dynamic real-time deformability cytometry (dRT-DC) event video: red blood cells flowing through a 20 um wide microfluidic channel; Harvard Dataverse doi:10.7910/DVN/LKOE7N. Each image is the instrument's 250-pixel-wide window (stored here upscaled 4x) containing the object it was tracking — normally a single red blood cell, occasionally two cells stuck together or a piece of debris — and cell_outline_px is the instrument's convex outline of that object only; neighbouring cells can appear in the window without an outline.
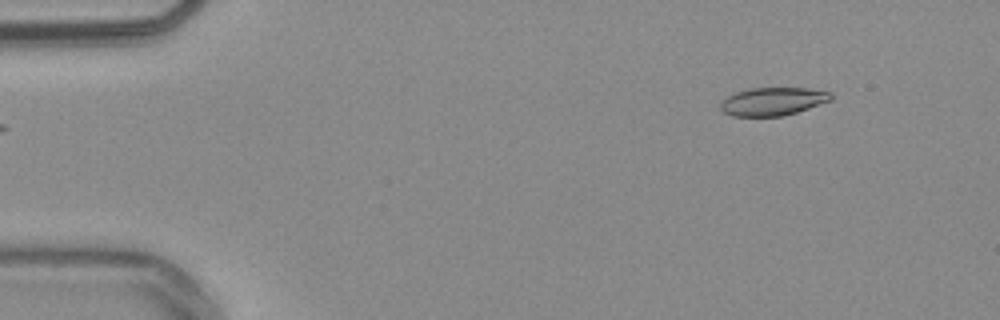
{"species": "common noctule bat (a hibernating species)", "species_latin": "Nyctalus noctula", "temperature_condition": "warm", "stored_images_in_passage": 48, "camera_frame_rate_fps": 3000, "um_per_image_px": 0.085, "animal": {"sex": "male", "body_mass_g": 20.4}, "frame": {"image": 1, "passage_image": 1, "time_ms": 0.0, "image_size_px": [1000, 320], "cell_outline_px": [[832, 100], [784, 116], [732, 116], [724, 112], [720, 108], [720, 104], [728, 96], [736, 92], [748, 88], [808, 88], [832, 92]], "centroid_in_image_um": [65.7, 8.62], "position_along_channel_um": 19.3, "area_um2": 18.03}}
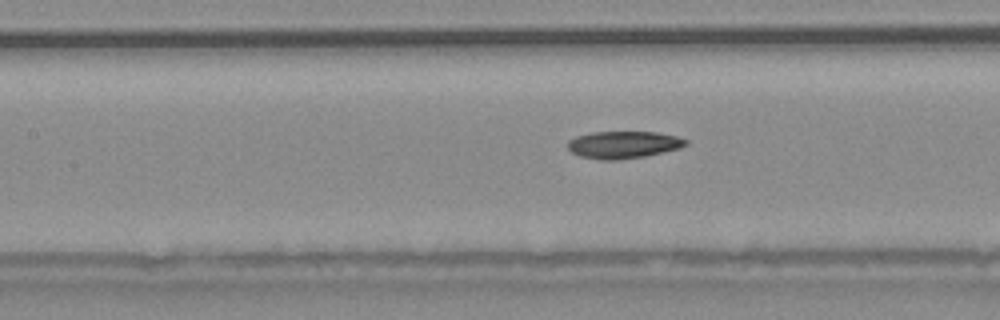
{"frame": {"image": 2, "passage_image": 19, "time_ms": 6.0, "image_size_px": [1000, 320], "cell_outline_px": [[688, 144], [680, 148], [644, 156], [616, 160], [600, 160], [580, 156], [572, 152], [568, 148], [568, 140], [576, 136], [592, 132], [656, 132], [676, 136], [688, 140]], "centroid_in_image_um": [52.98, 12.3], "position_along_channel_um": 154.4, "area_um2": 18.67}}
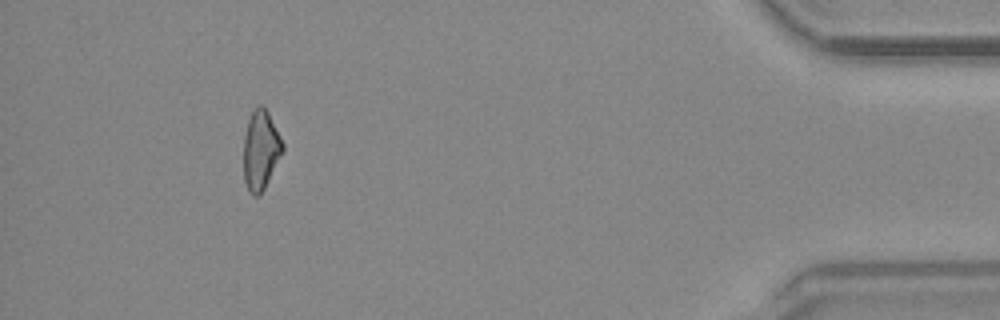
{"frame": {"image": 3, "passage_image": 44, "time_ms": 14.333, "image_size_px": [1000, 320], "cell_outline_px": [[284, 152], [260, 196], [252, 196], [248, 192], [244, 180], [244, 136], [248, 120], [256, 104], [260, 104], [268, 112], [284, 144]], "centroid_in_image_um": [22.16, 12.79], "position_along_channel_um": 413.0, "area_um2": 18.26}, "authors_computed_cell_mechanics": {"area_um2": 18.5827, "velocity_mm_per_s": 3.8325, "shape_relaxation_time_tau1_ms": null, "shape_relaxation_time_tau2_ms": 6.9783, "deformation_change_tau1": null, "deformation_change_tau2": 0.1731}}